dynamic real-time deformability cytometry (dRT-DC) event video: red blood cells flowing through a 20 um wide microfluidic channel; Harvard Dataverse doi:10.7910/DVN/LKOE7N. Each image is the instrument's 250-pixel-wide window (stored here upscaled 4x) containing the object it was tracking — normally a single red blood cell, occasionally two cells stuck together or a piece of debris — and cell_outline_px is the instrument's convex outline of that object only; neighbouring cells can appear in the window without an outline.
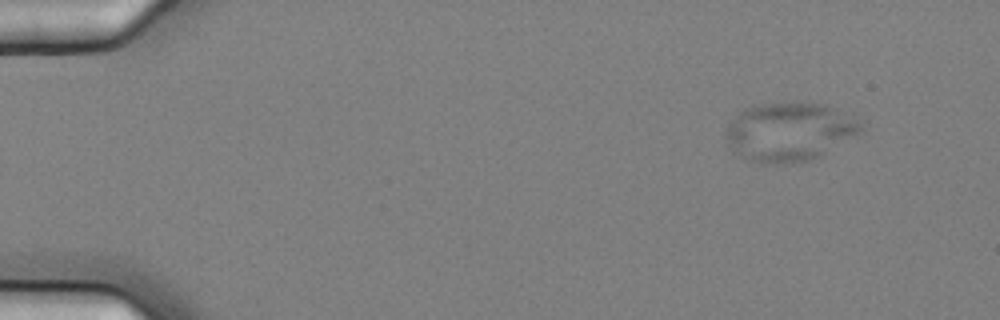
{"species": "common noctule bat (a hibernating species)", "species_latin": "Nyctalus noctula", "temperature_condition": "cold", "stored_images_in_passage": 5, "camera_frame_rate_fps": 3000, "um_per_image_px": 0.085, "animal": {"sex": "female", "body_mass_g": 25.1}, "frame": {"image": 1, "passage_image": 1, "time_ms": 0.0, "image_size_px": [1000, 320], "cell_outline_px": [[864, 128], [860, 132], [816, 156], [808, 160], [784, 164], [776, 164], [752, 160], [736, 152], [724, 136], [728, 124], [744, 108], [760, 104], [824, 104], [836, 108], [856, 120]], "centroid_in_image_um": [67.05, 11.19], "position_along_channel_um": 17.9, "area_um2": 44.51}}